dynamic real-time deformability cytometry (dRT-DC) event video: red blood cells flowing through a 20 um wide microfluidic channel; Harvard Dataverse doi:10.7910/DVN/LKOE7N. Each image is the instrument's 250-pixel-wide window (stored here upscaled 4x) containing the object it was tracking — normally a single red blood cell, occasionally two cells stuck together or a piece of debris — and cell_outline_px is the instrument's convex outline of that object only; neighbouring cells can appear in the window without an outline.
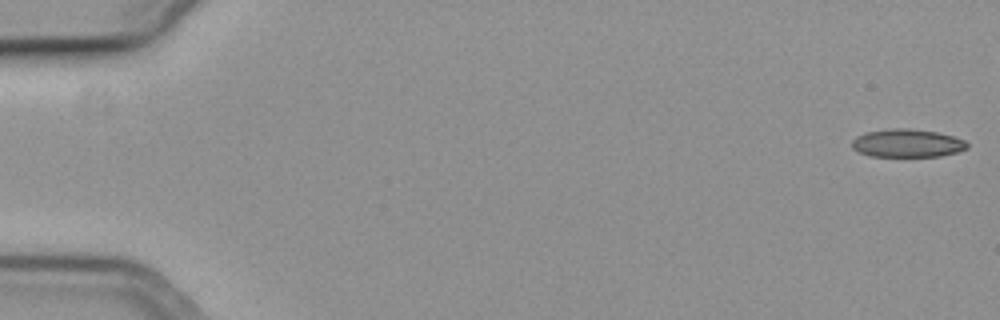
{"species": "common noctule bat (a hibernating species)", "species_latin": "Nyctalus noctula", "temperature_condition": "cold", "stored_images_in_passage": 50, "camera_frame_rate_fps": 3000, "um_per_image_px": 0.085, "animal": {"sex": "female", "body_mass_g": 19.3, "forearm_length_mm": 54.1}, "frame": {"image": 1, "passage_image": 1, "time_ms": 0.0, "image_size_px": [1000, 320], "cell_outline_px": [[968, 148], [956, 152], [940, 156], [868, 156], [852, 148], [852, 140], [856, 136], [868, 132], [888, 128], [908, 128], [936, 132], [952, 136], [964, 140], [968, 144]], "centroid_in_image_um": [77.1, 12.17], "position_along_channel_um": 7.9, "area_um2": 18.79}}
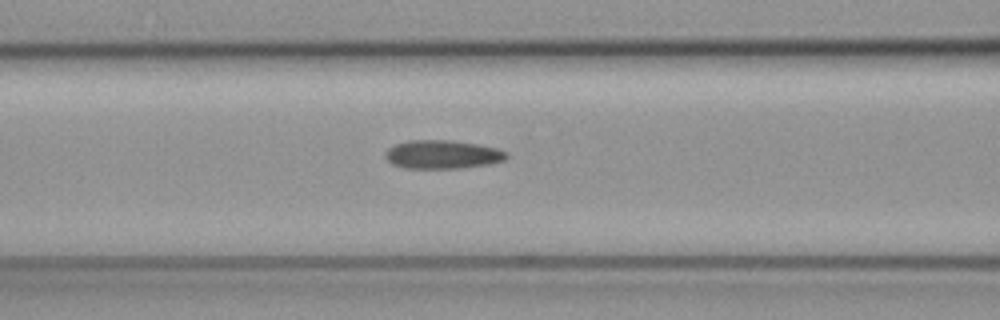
{"frame": {"image": 2, "passage_image": 24, "time_ms": 7.667, "image_size_px": [1000, 320], "cell_outline_px": [[508, 156], [504, 160], [488, 164], [460, 168], [404, 168], [392, 164], [384, 156], [388, 148], [396, 144], [408, 140], [448, 140], [476, 144], [496, 148], [508, 152]], "centroid_in_image_um": [37.59, 13.13], "position_along_channel_um": 129.0, "area_um2": 20.06}}
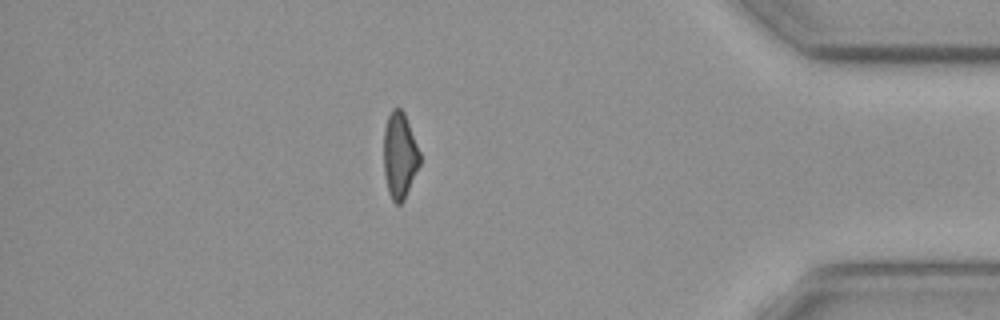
{"frame": {"image": 3, "passage_image": 49, "time_ms": 16.0, "image_size_px": [1000, 320], "cell_outline_px": [[420, 164], [404, 200], [400, 204], [396, 204], [392, 200], [388, 192], [384, 172], [384, 128], [388, 116], [392, 108], [400, 108], [404, 112], [420, 152]], "centroid_in_image_um": [33.97, 13.21], "position_along_channel_um": 401.2, "area_um2": 18.09}}